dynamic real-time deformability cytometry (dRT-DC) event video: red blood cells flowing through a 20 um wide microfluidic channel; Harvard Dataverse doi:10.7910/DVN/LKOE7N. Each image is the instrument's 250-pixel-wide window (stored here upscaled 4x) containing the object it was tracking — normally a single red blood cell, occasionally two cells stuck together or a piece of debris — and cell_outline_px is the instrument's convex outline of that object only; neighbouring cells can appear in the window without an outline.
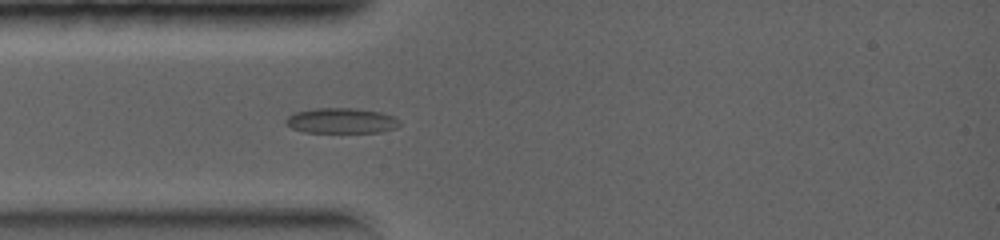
{"species": "common noctule bat (a hibernating species)", "species_latin": "Nyctalus noctula", "temperature_condition": "warm", "stored_images_in_passage": 4, "camera_frame_rate_fps": 5000, "um_per_image_px": 0.085, "animal": {"sex": "female", "body_mass_g": 19.0, "forearm_length_mm": 56.7}, "frame": {"image": 1, "passage_image": 1, "time_ms": 0.0, "image_size_px": [1000, 240], "cell_outline_px": [[400, 124], [396, 128], [380, 132], [304, 132], [292, 128], [284, 124], [284, 120], [292, 112], [316, 108], [356, 108], [380, 112], [396, 116]], "centroid_in_image_um": [28.99, 10.25], "position_along_channel_um": 56.0, "area_um2": 16.99}}